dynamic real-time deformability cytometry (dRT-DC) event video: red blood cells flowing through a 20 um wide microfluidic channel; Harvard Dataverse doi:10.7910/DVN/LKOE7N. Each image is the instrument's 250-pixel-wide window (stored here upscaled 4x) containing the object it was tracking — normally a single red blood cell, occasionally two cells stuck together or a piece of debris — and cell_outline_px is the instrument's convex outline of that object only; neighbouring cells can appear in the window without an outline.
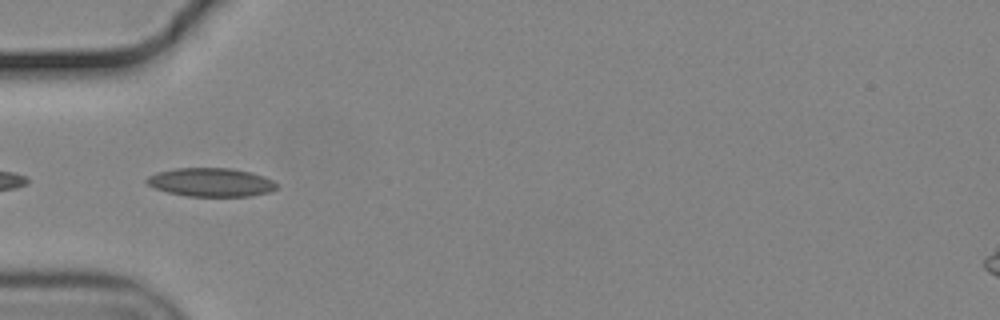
{"species": "common noctule bat (a hibernating species)", "species_latin": "Nyctalus noctula", "temperature_condition": "cold", "stored_images_in_passage": 21, "camera_frame_rate_fps": 3000, "um_per_image_px": 0.085, "animal": {"sex": "male", "body_mass_g": 19.2, "forearm_length_mm": 51.8}, "frame": {"image": 1, "passage_image": 18, "time_ms": 5.667, "image_size_px": [1000, 320], "cell_outline_px": [[276, 188], [272, 192], [252, 196], [188, 196], [168, 192], [156, 188], [148, 184], [144, 180], [148, 176], [156, 172], [176, 168], [232, 168], [252, 172], [264, 176], [272, 180], [276, 184]], "centroid_in_image_um": [17.95, 15.49], "position_along_channel_um": 67.1, "area_um2": 21.73}}